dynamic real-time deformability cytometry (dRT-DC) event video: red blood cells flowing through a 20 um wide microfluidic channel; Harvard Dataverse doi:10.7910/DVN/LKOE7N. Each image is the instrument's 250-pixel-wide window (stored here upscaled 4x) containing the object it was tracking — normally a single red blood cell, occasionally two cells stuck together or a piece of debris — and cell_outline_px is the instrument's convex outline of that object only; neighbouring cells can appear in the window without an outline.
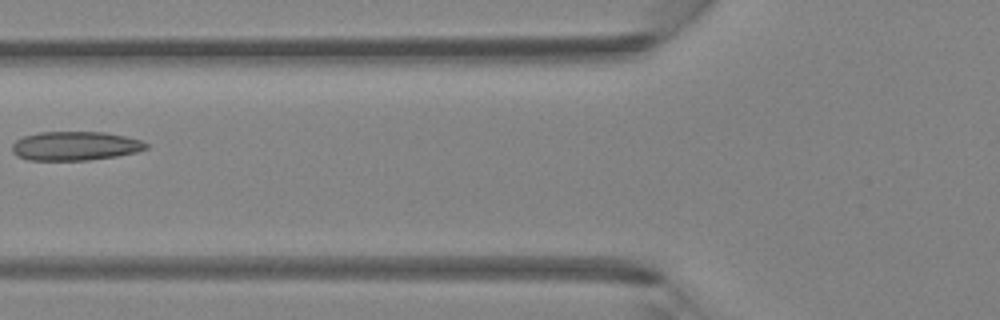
{"species": "Egyptian fruit bat (a non-hibernating species)", "species_latin": "Rousettus aegyptiacus", "temperature_condition": "room temperature", "stored_images_in_passage": 5, "camera_frame_rate_fps": 3000, "um_per_image_px": 0.085, "animal": {"sex": "female"}, "frame": {"image": 1, "passage_image": 5, "time_ms": 1.333, "image_size_px": [1000, 320], "cell_outline_px": [[148, 148], [136, 152], [116, 156], [88, 160], [28, 160], [16, 156], [12, 152], [12, 144], [16, 140], [24, 136], [40, 132], [104, 132], [124, 136], [140, 140], [148, 144]], "centroid_in_image_um": [6.36, 12.41], "position_along_channel_um": 119.4, "area_um2": 22.6}}